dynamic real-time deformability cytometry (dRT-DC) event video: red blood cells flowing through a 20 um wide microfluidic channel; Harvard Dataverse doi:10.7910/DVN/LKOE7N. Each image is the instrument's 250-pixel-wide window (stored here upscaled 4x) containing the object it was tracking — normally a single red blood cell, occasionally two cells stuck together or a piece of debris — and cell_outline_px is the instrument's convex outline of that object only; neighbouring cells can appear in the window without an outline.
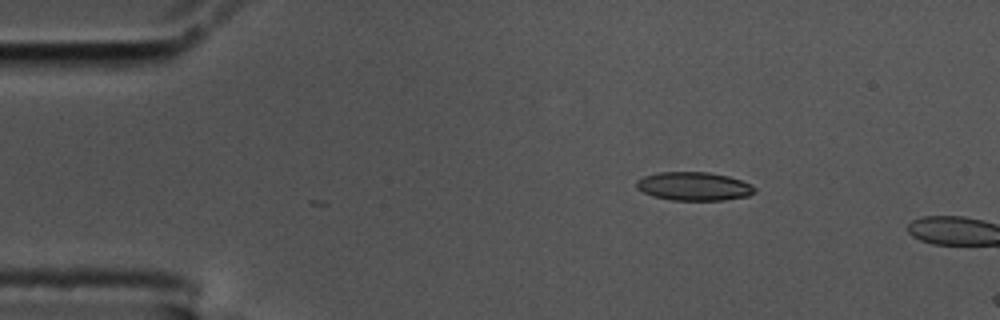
{"species": "common noctule bat (a hibernating species)", "species_latin": "Nyctalus noctula", "temperature_condition": "cold", "stored_images_in_passage": 3, "camera_frame_rate_fps": 3000, "um_per_image_px": 0.085, "animal": {"sex": "male", "body_mass_g": 17.5, "forearm_length_mm": 52.3}, "frame": {"image": 1, "passage_image": 1, "time_ms": 0.0, "image_size_px": [1000, 320], "cell_outline_px": [[756, 192], [748, 196], [724, 200], [672, 200], [652, 196], [636, 188], [636, 180], [644, 176], [656, 172], [708, 172], [728, 176], [752, 184], [756, 188]], "centroid_in_image_um": [58.98, 15.83], "position_along_channel_um": 26.0, "area_um2": 19.77}}